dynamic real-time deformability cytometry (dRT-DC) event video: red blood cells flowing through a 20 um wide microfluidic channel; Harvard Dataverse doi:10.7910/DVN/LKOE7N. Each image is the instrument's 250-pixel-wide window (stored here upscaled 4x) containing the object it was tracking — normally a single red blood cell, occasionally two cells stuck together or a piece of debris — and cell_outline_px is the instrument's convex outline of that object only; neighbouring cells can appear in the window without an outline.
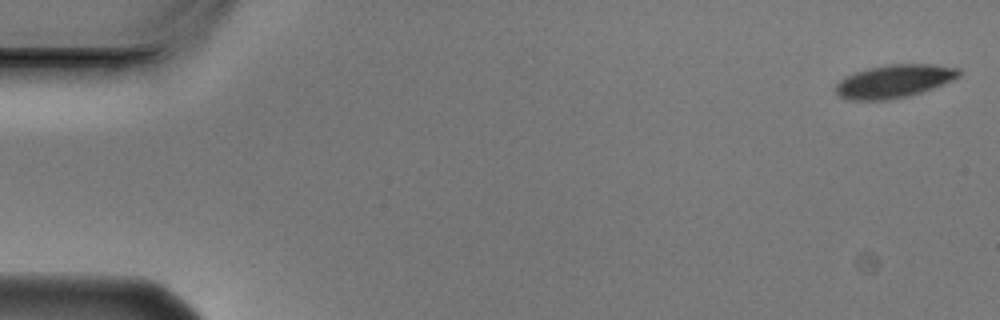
{"species": "Egyptian fruit bat (a non-hibernating species)", "species_latin": "Rousettus aegyptiacus", "temperature_condition": "cold", "stored_images_in_passage": 5, "camera_frame_rate_fps": 3000, "um_per_image_px": 0.085, "animal": {"sex": "male"}, "frame": {"image": 1, "passage_image": 1, "time_ms": 0.0, "image_size_px": [1000, 320], "cell_outline_px": [[960, 76], [952, 80], [932, 88], [908, 96], [888, 100], [848, 100], [840, 96], [832, 88], [844, 76], [856, 72], [888, 64], [936, 64], [960, 68]], "centroid_in_image_um": [75.99, 6.9], "position_along_channel_um": 9.0, "area_um2": 23.76}}
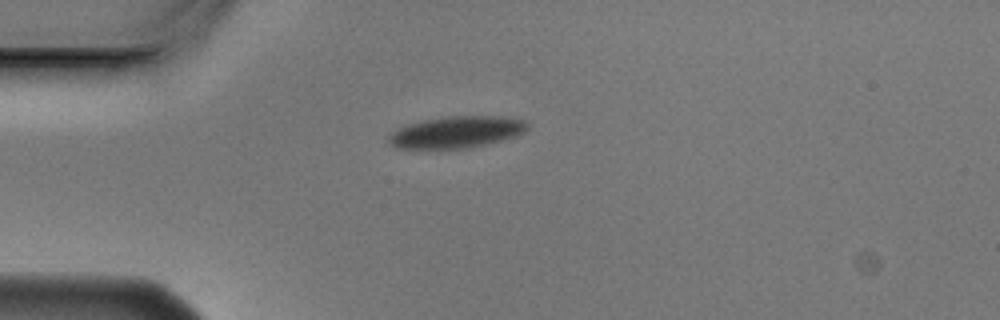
{"frame": {"image": 2, "passage_image": 4, "time_ms": 1.0, "image_size_px": [1000, 320], "cell_outline_px": [[528, 128], [524, 132], [516, 136], [468, 148], [396, 148], [388, 144], [388, 136], [392, 132], [408, 124], [424, 120], [448, 116], [500, 116], [524, 120], [528, 124]], "centroid_in_image_um": [38.79, 11.22], "position_along_channel_um": 46.2, "area_um2": 25.37}}
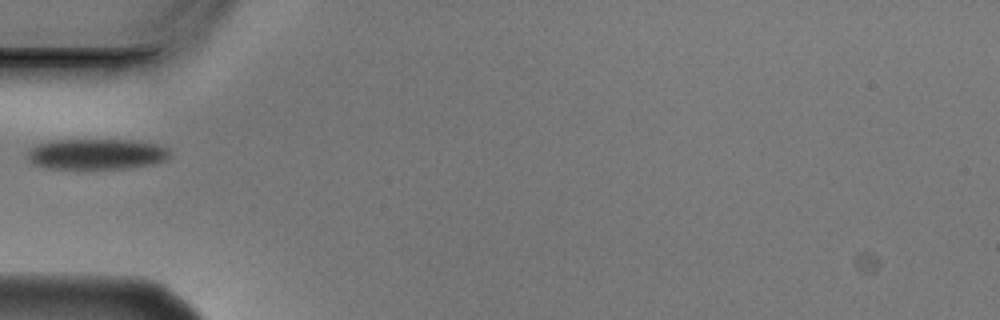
{"frame": {"image": 3, "passage_image": 5, "time_ms": 1.333, "image_size_px": [1000, 320], "cell_outline_px": [[172, 152], [164, 160], [152, 164], [124, 168], [44, 168], [32, 164], [24, 156], [36, 144], [52, 140], [132, 140], [156, 144], [168, 148]], "centroid_in_image_um": [8.15, 13.09], "position_along_channel_um": 76.8, "area_um2": 25.43}}